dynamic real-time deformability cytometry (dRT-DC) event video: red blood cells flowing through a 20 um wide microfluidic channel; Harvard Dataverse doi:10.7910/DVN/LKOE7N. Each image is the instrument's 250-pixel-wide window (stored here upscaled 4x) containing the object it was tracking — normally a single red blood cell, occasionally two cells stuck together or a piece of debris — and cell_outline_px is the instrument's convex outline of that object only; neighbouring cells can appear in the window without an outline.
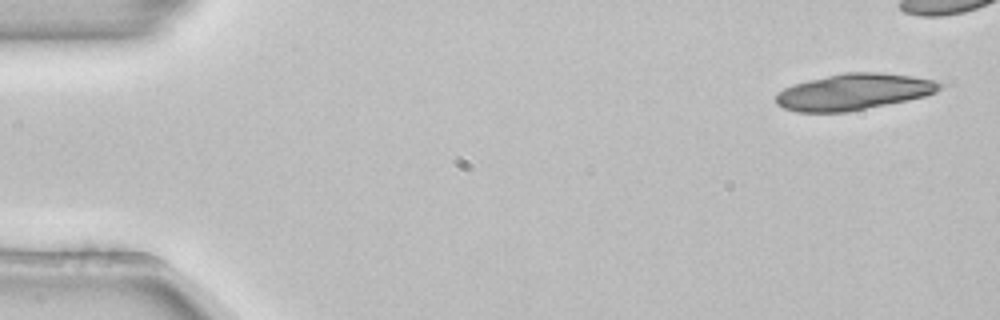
{"species": "common noctule bat (a hibernating species)", "species_latin": "Nyctalus noctula", "temperature_condition": "room temperature", "stored_images_in_passage": 8, "camera_frame_rate_fps": 3000, "um_per_image_px": 0.085, "animal": {"sex": "female", "body_mass_g": 22.7, "forearm_length_mm": 54.2}, "frame": {"image": 1, "passage_image": 1, "time_ms": 0.0, "image_size_px": [1000, 320], "cell_outline_px": [[944, 84], [936, 92], [924, 96], [908, 100], [848, 112], [796, 112], [784, 108], [776, 104], [776, 92], [792, 84], [808, 80], [844, 72], [880, 72], [912, 76], [936, 80]], "centroid_in_image_um": [72.55, 7.8], "position_along_channel_um": 12.4, "area_um2": 34.74}}